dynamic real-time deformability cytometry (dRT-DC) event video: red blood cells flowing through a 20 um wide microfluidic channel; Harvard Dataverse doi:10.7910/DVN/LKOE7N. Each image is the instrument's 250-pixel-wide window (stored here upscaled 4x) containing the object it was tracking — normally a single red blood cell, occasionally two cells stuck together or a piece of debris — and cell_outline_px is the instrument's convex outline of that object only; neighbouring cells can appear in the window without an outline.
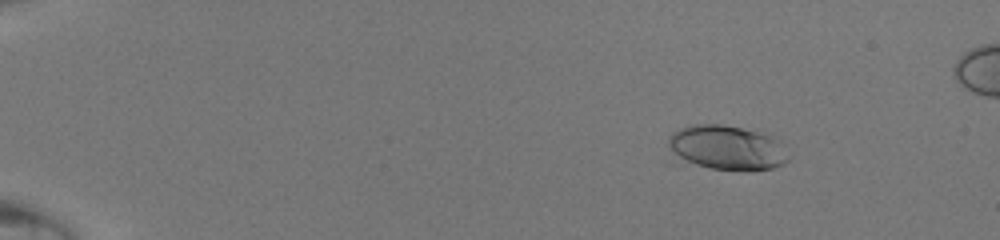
{"species": "human", "species_latin": "Homo sapiens", "temperature_condition": "room temperature", "stored_images_in_passage": 49, "camera_frame_rate_fps": 3000, "um_per_image_px": 0.085, "donor": {"sex": "male"}, "frame": {"image": 1, "passage_image": 8, "time_ms": 2.333, "image_size_px": [1000, 240], "cell_outline_px": [[788, 160], [784, 164], [772, 168], [748, 172], [744, 172], [712, 168], [696, 164], [680, 156], [668, 144], [668, 140], [672, 132], [680, 128], [692, 124], [724, 124], [756, 132], [780, 140], [788, 156]], "centroid_in_image_um": [61.85, 12.56], "position_along_channel_um": 23.1, "area_um2": 30.75}}
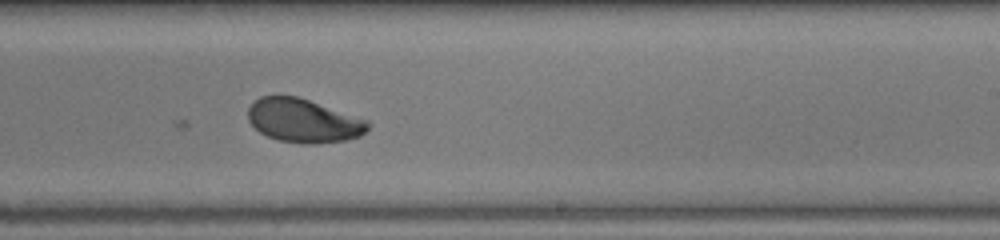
{"frame": {"image": 2, "passage_image": 33, "time_ms": 10.667, "image_size_px": [1000, 240], "cell_outline_px": [[372, 124], [360, 136], [344, 140], [312, 144], [304, 144], [280, 140], [268, 136], [260, 132], [248, 120], [248, 108], [260, 96], [296, 96], [368, 120]], "centroid_in_image_um": [25.8, 10.26], "position_along_channel_um": 263.2, "area_um2": 30.11}}
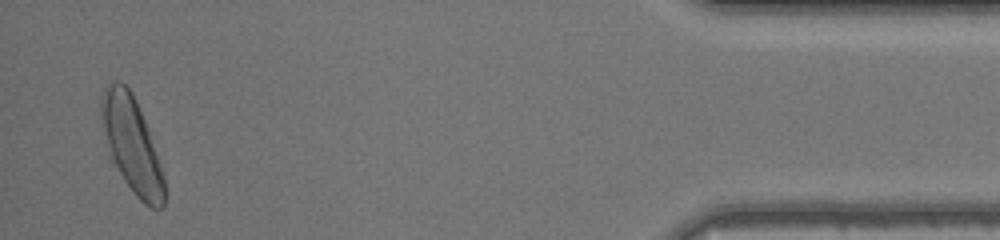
{"frame": {"image": 3, "passage_image": 48, "time_ms": 15.667, "image_size_px": [1000, 240], "cell_outline_px": [[164, 204], [160, 208], [152, 208], [144, 204], [136, 196], [108, 160], [100, 116], [100, 100], [104, 88], [108, 84], [116, 80], [124, 84], [132, 92], [136, 100], [148, 128], [164, 176]], "centroid_in_image_um": [11.14, 12.29], "position_along_channel_um": 424.1, "area_um2": 35.43}}